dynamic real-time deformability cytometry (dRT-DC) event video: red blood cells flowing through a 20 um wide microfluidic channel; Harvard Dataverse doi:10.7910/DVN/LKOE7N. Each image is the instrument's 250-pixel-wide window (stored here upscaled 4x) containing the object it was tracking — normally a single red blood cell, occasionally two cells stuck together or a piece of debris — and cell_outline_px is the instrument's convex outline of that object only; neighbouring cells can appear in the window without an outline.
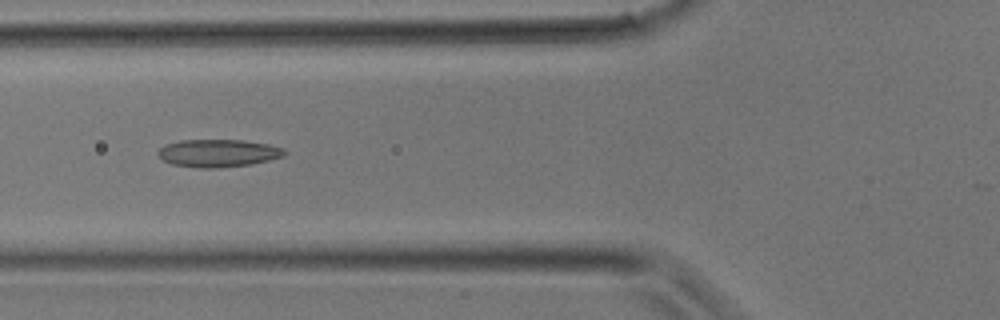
{"species": "common noctule bat (a hibernating species)", "species_latin": "Nyctalus noctula", "temperature_condition": "room temperature", "stored_images_in_passage": 27, "camera_frame_rate_fps": 3000, "um_per_image_px": 0.085, "animal": {"sex": "male", "body_mass_g": 17.9}, "frame": {"image": 1, "passage_image": 8, "time_ms": 2.333, "image_size_px": [1000, 320], "cell_outline_px": [[288, 152], [284, 156], [252, 164], [220, 168], [200, 168], [172, 164], [164, 160], [156, 152], [164, 144], [180, 140], [244, 140], [268, 144], [284, 148]], "centroid_in_image_um": [18.56, 13.01], "position_along_channel_um": 107.2, "area_um2": 20.52}}
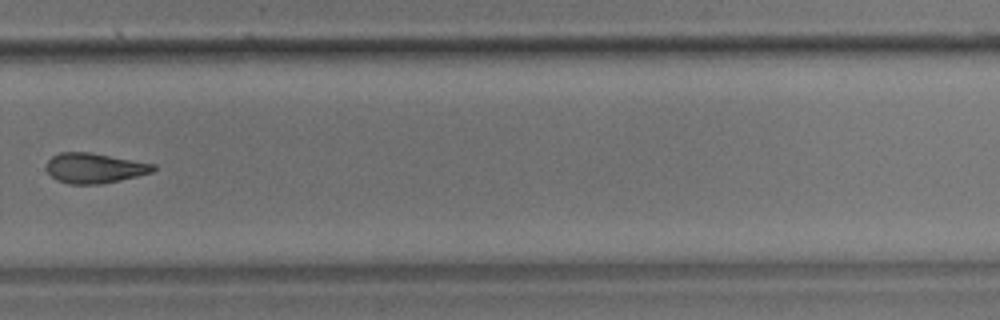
{"frame": {"image": 2, "passage_image": 19, "time_ms": 6.0, "image_size_px": [1000, 320], "cell_outline_px": [[156, 168], [152, 172], [120, 180], [100, 184], [68, 184], [56, 180], [48, 172], [48, 160], [52, 156], [60, 152], [88, 152], [156, 164]], "centroid_in_image_um": [8.03, 14.29], "position_along_channel_um": 321.8, "area_um2": 18.55}}
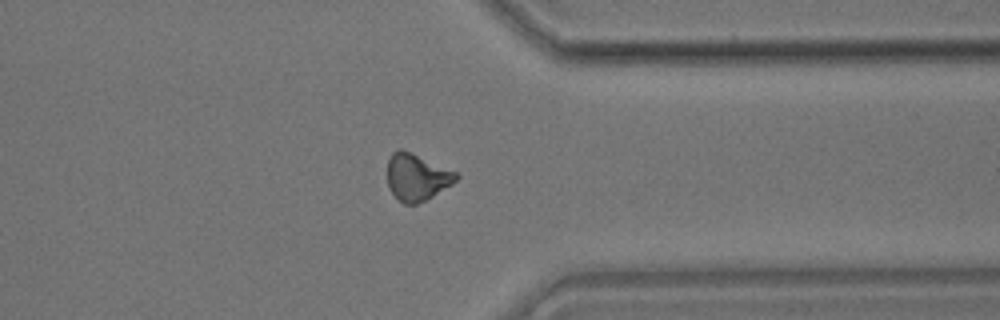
{"frame": {"image": 3, "passage_image": 22, "time_ms": 7.0, "image_size_px": [1000, 320], "cell_outline_px": [[460, 176], [452, 184], [432, 196], [416, 204], [404, 204], [392, 192], [388, 184], [388, 160], [392, 152], [400, 148], [412, 152], [456, 172]], "centroid_in_image_um": [35.43, 15.03], "position_along_channel_um": 376.0, "area_um2": 18.55}}